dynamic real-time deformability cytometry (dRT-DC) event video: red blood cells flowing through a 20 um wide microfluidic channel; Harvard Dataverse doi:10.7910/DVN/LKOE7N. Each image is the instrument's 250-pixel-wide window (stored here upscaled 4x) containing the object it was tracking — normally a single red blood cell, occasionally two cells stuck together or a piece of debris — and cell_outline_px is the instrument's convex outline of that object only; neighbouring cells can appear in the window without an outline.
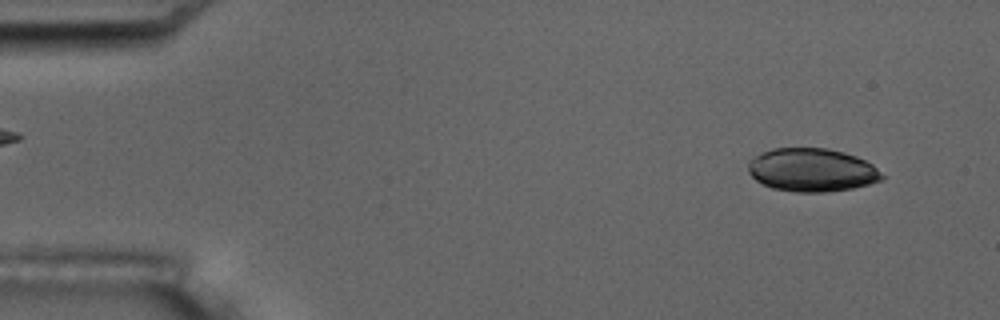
{"species": "common noctule bat (a hibernating species)", "species_latin": "Nyctalus noctula", "temperature_condition": "room temperature", "stored_images_in_passage": 5, "camera_frame_rate_fps": 3000, "um_per_image_px": 0.085, "animal": {"sex": "male", "body_mass_g": 17.5, "forearm_length_mm": 52.3}, "frame": {"image": 1, "passage_image": 1, "time_ms": 0.0, "image_size_px": [1000, 320], "cell_outline_px": [[884, 176], [880, 180], [868, 184], [852, 188], [824, 192], [796, 192], [772, 188], [756, 180], [748, 172], [748, 160], [772, 148], [828, 148], [844, 152], [856, 156], [872, 164]], "centroid_in_image_um": [68.99, 14.44], "position_along_channel_um": 16.0, "area_um2": 33.58}}